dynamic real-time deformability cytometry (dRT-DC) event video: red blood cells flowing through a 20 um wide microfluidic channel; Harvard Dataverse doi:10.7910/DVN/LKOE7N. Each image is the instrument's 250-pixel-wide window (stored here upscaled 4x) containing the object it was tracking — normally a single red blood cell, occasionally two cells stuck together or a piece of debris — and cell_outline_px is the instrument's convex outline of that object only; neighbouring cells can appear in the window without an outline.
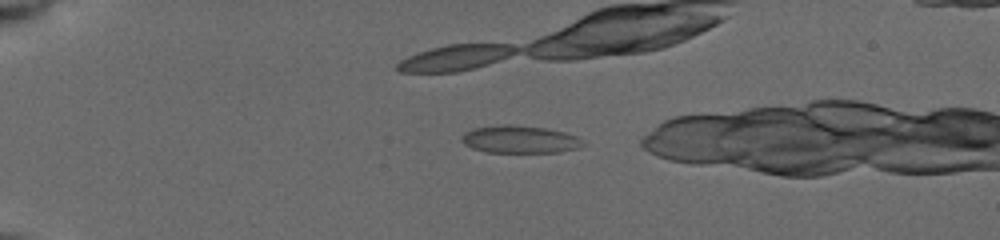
{"species": "common noctule bat (a hibernating species)", "species_latin": "Nyctalus noctula", "temperature_condition": "cold", "stored_images_in_passage": 21, "camera_frame_rate_fps": 3000, "um_per_image_px": 0.085, "animal": {"sex": "female", "body_mass_g": 19.5, "forearm_length_mm": 54.1}, "frame": {"image": 1, "passage_image": 4, "time_ms": 1.333, "image_size_px": [1000, 240], "cell_outline_px": [[588, 144], [580, 148], [560, 152], [484, 152], [472, 148], [464, 144], [460, 140], [464, 132], [472, 128], [500, 124], [512, 124], [548, 128], [564, 132], [576, 136], [584, 140]], "centroid_in_image_um": [44.21, 11.84], "position_along_channel_um": 40.8, "area_um2": 19.94}}